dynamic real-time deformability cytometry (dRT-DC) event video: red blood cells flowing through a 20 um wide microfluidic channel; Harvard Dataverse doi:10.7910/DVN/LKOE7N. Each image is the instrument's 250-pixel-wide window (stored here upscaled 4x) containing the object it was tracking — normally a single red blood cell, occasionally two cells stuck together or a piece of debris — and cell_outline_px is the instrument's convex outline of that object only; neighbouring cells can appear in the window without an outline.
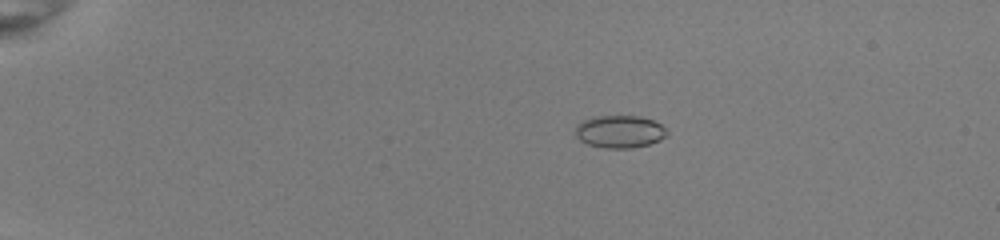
{"species": "common noctule bat (a hibernating species)", "species_latin": "Nyctalus noctula", "temperature_condition": "room temperature", "stored_images_in_passage": 54, "camera_frame_rate_fps": 3000, "um_per_image_px": 0.085, "animal": {"sex": "female", "body_mass_g": 22.0, "forearm_length_mm": 56.7}, "frame": {"image": 1, "passage_image": 13, "time_ms": 4.0, "image_size_px": [1000, 240], "cell_outline_px": [[668, 136], [660, 140], [648, 144], [632, 148], [604, 148], [588, 144], [580, 140], [576, 136], [576, 124], [580, 120], [592, 116], [640, 116], [652, 120], [660, 124], [668, 132]], "centroid_in_image_um": [52.65, 11.18], "position_along_channel_um": 32.3, "area_um2": 17.51}}
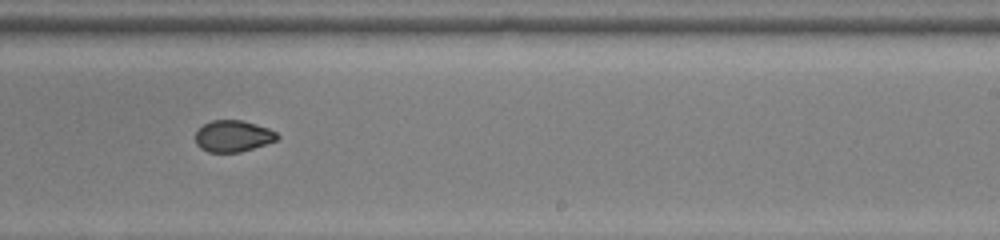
{"frame": {"image": 2, "passage_image": 37, "time_ms": 12.0, "image_size_px": [1000, 240], "cell_outline_px": [[280, 136], [276, 140], [240, 152], [208, 152], [200, 148], [196, 144], [196, 132], [204, 124], [212, 120], [244, 120], [268, 128], [276, 132]], "centroid_in_image_um": [19.8, 11.56], "position_along_channel_um": 269.2, "area_um2": 14.91}}
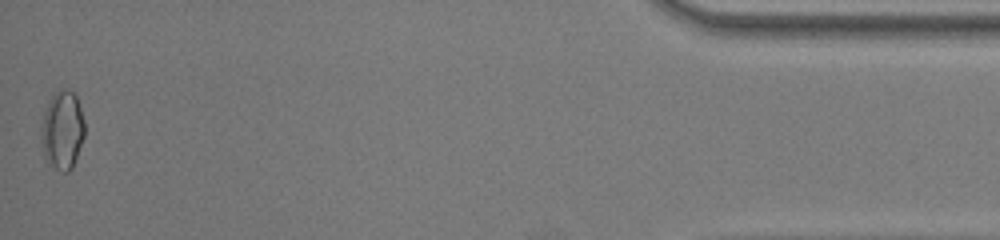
{"frame": {"image": 3, "passage_image": 54, "time_ms": 17.667, "image_size_px": [1000, 240], "cell_outline_px": [[84, 136], [72, 168], [68, 172], [64, 172], [56, 168], [44, 156], [44, 112], [48, 100], [56, 92], [64, 88], [68, 88], [76, 96], [84, 120]], "centroid_in_image_um": [5.35, 11.02], "position_along_channel_um": 429.8, "area_um2": 19.02}, "authors_computed_cell_mechanics": {"area_um2": 16.3574, "velocity_mm_per_s": 4.0371, "shape_relaxation_time_tau1_ms": 8.7188, "shape_relaxation_time_tau2_ms": 1.1038, "deformation_change_tau1": 0.1519, "deformation_change_tau2": 0.0426}}